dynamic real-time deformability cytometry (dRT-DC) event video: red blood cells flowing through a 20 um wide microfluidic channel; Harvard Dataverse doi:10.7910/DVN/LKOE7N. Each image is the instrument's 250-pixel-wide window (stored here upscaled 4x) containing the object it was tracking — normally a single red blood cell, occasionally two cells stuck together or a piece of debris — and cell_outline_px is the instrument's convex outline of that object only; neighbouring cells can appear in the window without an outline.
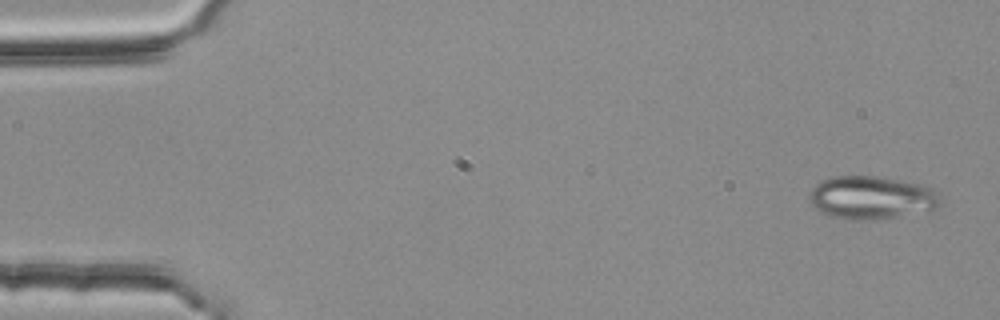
{"species": "common noctule bat (a hibernating species)", "species_latin": "Nyctalus noctula", "temperature_condition": "room temperature", "stored_images_in_passage": 54, "segment_of_instrument_passage": [1, 2], "camera_frame_rate_fps": 3000, "um_per_image_px": 0.085, "animal": {"sex": "female", "body_mass_g": 25.1}, "frame": {"image": 1, "passage_image": 1, "time_ms": 0.0, "image_size_px": [1000, 320], "cell_outline_px": [[944, 204], [940, 208], [932, 212], [856, 220], [852, 220], [832, 216], [820, 212], [812, 204], [808, 196], [812, 188], [820, 180], [828, 176], [884, 176], [912, 180], [936, 188]], "centroid_in_image_um": [74.21, 16.76], "position_along_channel_um": 10.8, "area_um2": 33.99}}
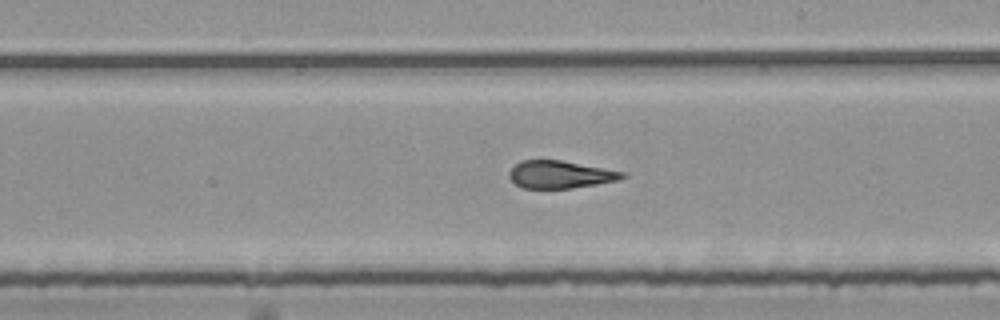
{"frame": {"image": 2, "passage_image": 30, "time_ms": 9.667, "image_size_px": [1000, 320], "cell_outline_px": [[628, 176], [620, 180], [572, 188], [524, 188], [516, 184], [508, 176], [508, 172], [520, 160], [560, 160], [624, 172]], "centroid_in_image_um": [47.61, 14.83], "position_along_channel_um": 241.4, "area_um2": 18.03}}
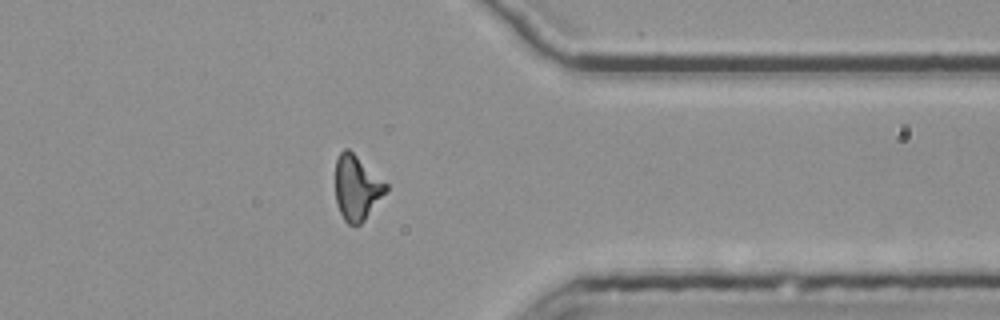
{"frame": {"image": 3, "passage_image": 42, "time_ms": 13.667, "image_size_px": [1000, 320], "cell_outline_px": [[388, 192], [364, 220], [360, 224], [348, 224], [344, 220], [340, 212], [336, 200], [336, 160], [340, 152], [344, 148], [348, 148], [388, 184]], "centroid_in_image_um": [30.35, 15.96], "position_along_channel_um": 381.1, "area_um2": 19.07}}